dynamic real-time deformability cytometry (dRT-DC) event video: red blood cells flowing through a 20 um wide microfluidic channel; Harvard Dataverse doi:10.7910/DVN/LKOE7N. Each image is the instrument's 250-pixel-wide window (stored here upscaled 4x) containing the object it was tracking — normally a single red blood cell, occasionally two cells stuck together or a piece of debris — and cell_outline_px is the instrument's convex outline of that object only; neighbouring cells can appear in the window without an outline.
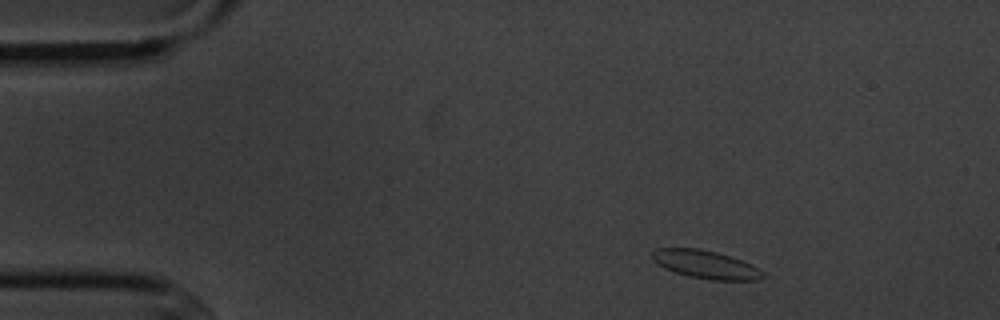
{"species": "common noctule bat (a hibernating species)", "species_latin": "Nyctalus noctula", "temperature_condition": "cold", "stored_images_in_passage": 4, "camera_frame_rate_fps": 3000, "um_per_image_px": 0.085, "animal": {"sex": "male", "body_mass_g": 20.1, "forearm_length_mm": 53.5}, "frame": {"image": 1, "passage_image": 1, "time_ms": 0.0, "image_size_px": [1000, 320], "cell_outline_px": [[764, 276], [756, 280], [712, 280], [688, 276], [664, 268], [652, 260], [652, 252], [656, 248], [700, 248], [716, 252], [744, 260], [752, 264], [764, 272]], "centroid_in_image_um": [59.99, 22.47], "position_along_channel_um": 25.0, "area_um2": 18.21}}
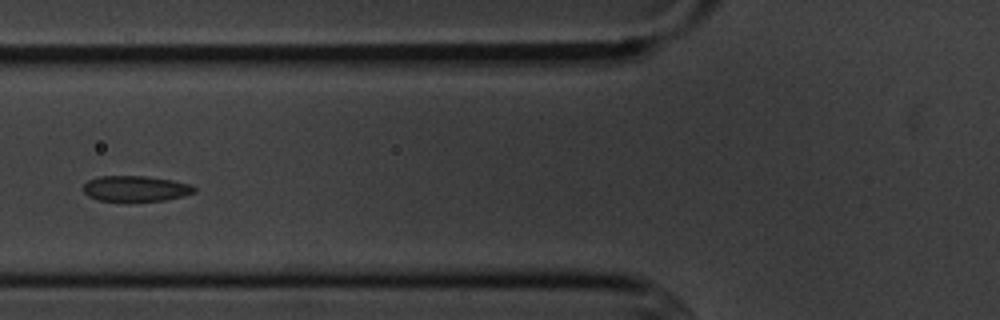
{"frame": {"image": 2, "passage_image": 4, "time_ms": 4.333, "image_size_px": [1000, 320], "cell_outline_px": [[196, 192], [184, 196], [164, 200], [124, 204], [96, 200], [88, 196], [84, 192], [84, 184], [88, 180], [96, 176], [148, 176], [172, 180], [192, 184], [196, 188]], "centroid_in_image_um": [11.51, 16.07], "position_along_channel_um": 114.3, "area_um2": 17.51}}